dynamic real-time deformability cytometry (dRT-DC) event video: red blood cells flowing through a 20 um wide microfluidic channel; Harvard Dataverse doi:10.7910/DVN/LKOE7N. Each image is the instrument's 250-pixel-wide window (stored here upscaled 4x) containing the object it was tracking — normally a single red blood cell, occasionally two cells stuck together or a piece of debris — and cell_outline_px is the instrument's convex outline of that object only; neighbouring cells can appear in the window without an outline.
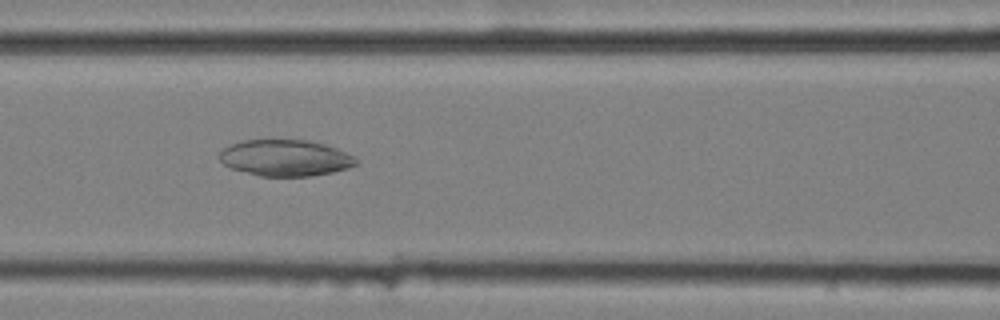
{"species": "common noctule bat (a hibernating species)", "species_latin": "Nyctalus noctula", "temperature_condition": "cold", "stored_images_in_passage": 52, "camera_frame_rate_fps": 3000, "um_per_image_px": 0.085, "animal": {"sex": "female", "body_mass_g": 25.1}, "frame": {"image": 1, "passage_image": 20, "time_ms": 6.333, "image_size_px": [1000, 320], "cell_outline_px": [[356, 164], [348, 168], [332, 172], [312, 176], [260, 176], [232, 168], [224, 164], [220, 160], [220, 152], [228, 144], [244, 140], [308, 140], [324, 144], [336, 148], [352, 156], [356, 160]], "centroid_in_image_um": [24.23, 13.42], "position_along_channel_um": 142.4, "area_um2": 28.67}}
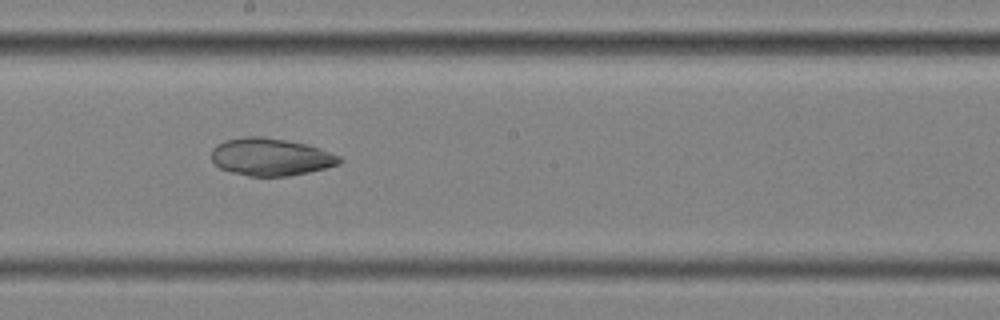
{"frame": {"image": 2, "passage_image": 27, "time_ms": 8.667, "image_size_px": [1000, 320], "cell_outline_px": [[344, 160], [340, 164], [308, 172], [288, 176], [248, 176], [232, 172], [220, 168], [212, 160], [212, 148], [216, 144], [224, 140], [244, 136], [260, 136], [288, 140], [308, 144], [320, 148], [340, 156]], "centroid_in_image_um": [23.02, 13.32], "position_along_channel_um": 225.2, "area_um2": 28.15}}
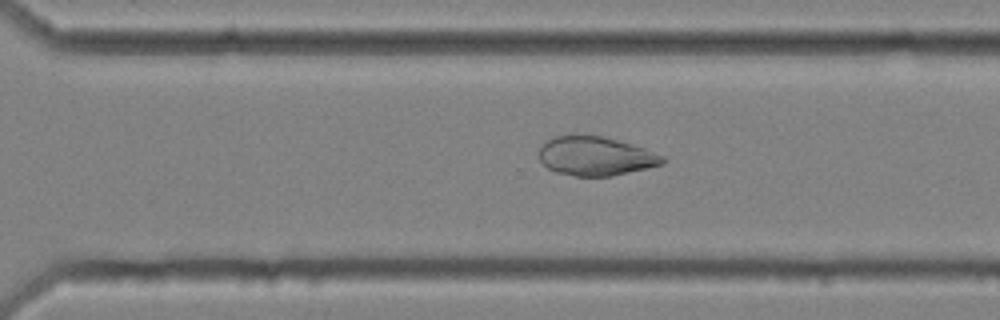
{"frame": {"image": 3, "passage_image": 35, "time_ms": 11.333, "image_size_px": [1000, 320], "cell_outline_px": [[668, 160], [664, 164], [612, 176], [576, 176], [556, 172], [548, 168], [540, 160], [540, 144], [556, 136], [600, 136], [632, 144], [644, 148], [664, 156]], "centroid_in_image_um": [50.65, 13.28], "position_along_channel_um": 319.9, "area_um2": 27.8}}